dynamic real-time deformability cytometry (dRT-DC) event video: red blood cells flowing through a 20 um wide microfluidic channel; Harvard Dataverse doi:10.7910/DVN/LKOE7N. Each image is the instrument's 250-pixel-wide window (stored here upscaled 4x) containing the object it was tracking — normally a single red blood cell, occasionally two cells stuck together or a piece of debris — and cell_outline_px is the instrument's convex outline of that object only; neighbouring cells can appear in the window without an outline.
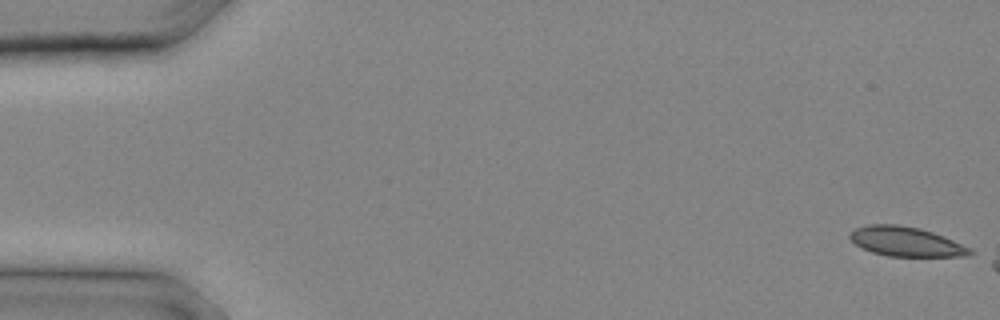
{"species": "common noctule bat (a hibernating species)", "species_latin": "Nyctalus noctula", "temperature_condition": "cold", "stored_images_in_passage": 5, "camera_frame_rate_fps": 3000, "um_per_image_px": 0.085, "animal": {"sex": "male", "body_mass_g": 20.4}, "frame": {"image": 1, "passage_image": 1, "time_ms": 0.0, "image_size_px": [1000, 320], "cell_outline_px": [[972, 252], [968, 256], [888, 256], [872, 252], [860, 248], [848, 236], [856, 228], [868, 224], [896, 224], [920, 228], [944, 236], [972, 248]], "centroid_in_image_um": [77.01, 20.53], "position_along_channel_um": 8.0, "area_um2": 20.63}}